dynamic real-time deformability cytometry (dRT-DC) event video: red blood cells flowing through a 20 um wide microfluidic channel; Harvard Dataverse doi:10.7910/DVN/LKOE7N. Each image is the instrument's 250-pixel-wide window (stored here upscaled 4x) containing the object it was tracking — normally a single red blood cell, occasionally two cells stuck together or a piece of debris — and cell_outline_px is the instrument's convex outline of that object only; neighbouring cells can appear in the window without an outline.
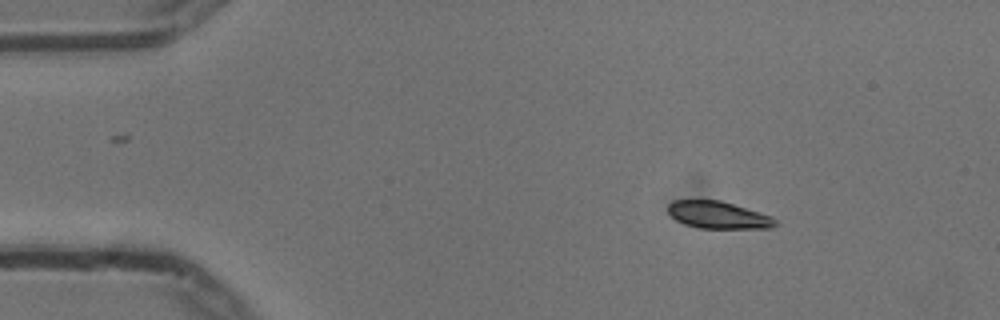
{"species": "common noctule bat (a hibernating species)", "species_latin": "Nyctalus noctula", "temperature_condition": "cold", "stored_images_in_passage": 10, "camera_frame_rate_fps": 3000, "um_per_image_px": 0.085, "animal": {"sex": "male", "body_mass_g": 13.3}, "frame": {"image": 1, "passage_image": 1, "time_ms": 0.0, "image_size_px": [1000, 320], "cell_outline_px": [[776, 224], [772, 228], [700, 228], [684, 224], [676, 220], [668, 212], [668, 204], [672, 200], [720, 200], [772, 216], [776, 220]], "centroid_in_image_um": [61.03, 18.27], "position_along_channel_um": 24.0, "area_um2": 16.94}}